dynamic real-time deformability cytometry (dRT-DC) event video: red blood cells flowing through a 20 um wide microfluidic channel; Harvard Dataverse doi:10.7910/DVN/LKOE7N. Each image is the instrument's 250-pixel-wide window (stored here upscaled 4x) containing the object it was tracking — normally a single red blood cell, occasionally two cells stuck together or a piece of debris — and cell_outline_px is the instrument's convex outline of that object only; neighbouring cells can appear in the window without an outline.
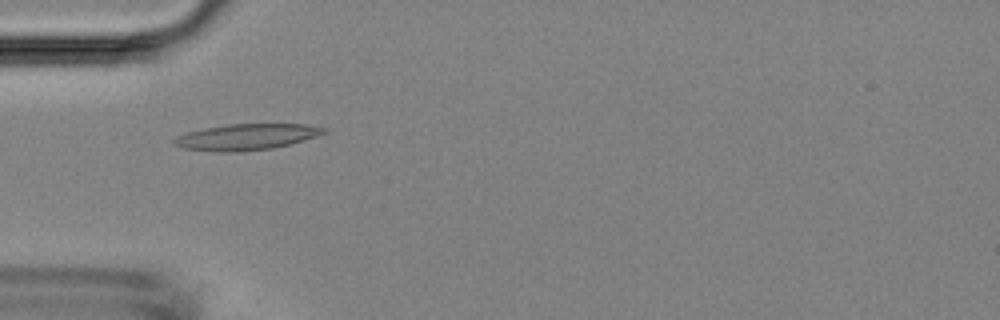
{"species": "Egyptian fruit bat (a non-hibernating species)", "species_latin": "Rousettus aegyptiacus", "temperature_condition": "room temperature", "stored_images_in_passage": 44, "camera_frame_rate_fps": 3000, "um_per_image_px": 0.085, "animal": {"sex": "female"}, "frame": {"image": 1, "passage_image": 10, "time_ms": 3.0, "image_size_px": [1000, 320], "cell_outline_px": [[328, 132], [292, 144], [272, 148], [240, 152], [212, 152], [180, 148], [172, 144], [172, 140], [176, 136], [188, 132], [204, 128], [228, 124], [304, 124], [328, 128]], "centroid_in_image_um": [20.91, 11.65], "position_along_channel_um": 64.1, "area_um2": 23.12}}
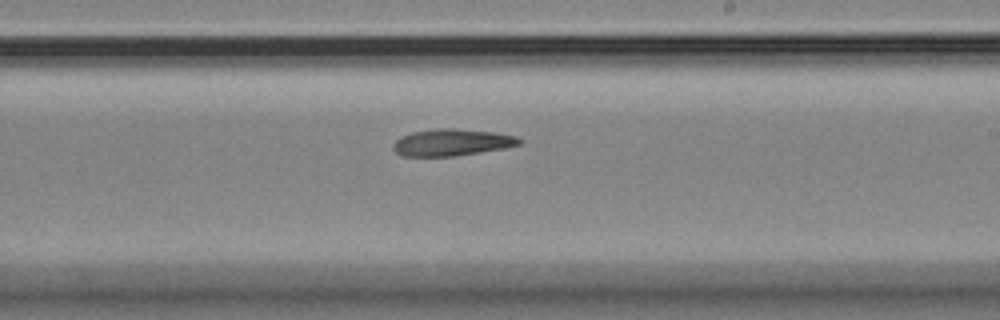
{"frame": {"image": 2, "passage_image": 24, "time_ms": 7.667, "image_size_px": [1000, 320], "cell_outline_px": [[524, 140], [520, 144], [504, 148], [456, 156], [400, 156], [392, 148], [392, 144], [400, 136], [412, 132], [436, 128], [456, 128], [492, 132], [516, 136]], "centroid_in_image_um": [38.38, 12.1], "position_along_channel_um": 250.6, "area_um2": 19.83}}
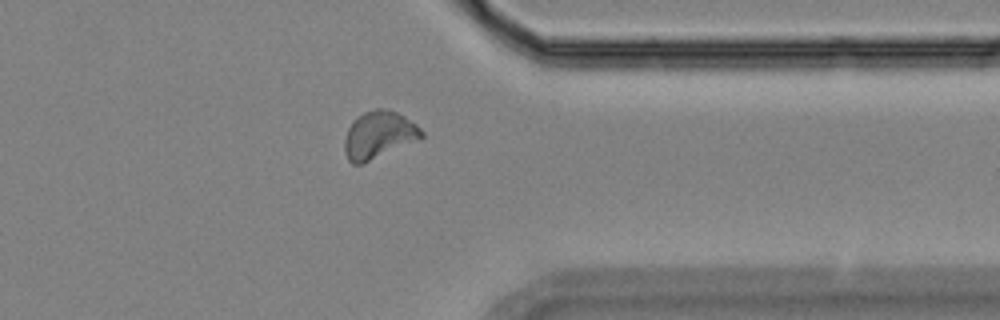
{"frame": {"image": 3, "passage_image": 34, "time_ms": 11.0, "image_size_px": [1000, 320], "cell_outline_px": [[424, 136], [364, 164], [352, 164], [348, 160], [344, 152], [344, 140], [348, 128], [352, 120], [356, 116], [364, 112], [376, 108], [388, 108], [404, 116], [416, 124], [424, 132]], "centroid_in_image_um": [32.15, 11.46], "position_along_channel_um": 379.2, "area_um2": 21.33}}